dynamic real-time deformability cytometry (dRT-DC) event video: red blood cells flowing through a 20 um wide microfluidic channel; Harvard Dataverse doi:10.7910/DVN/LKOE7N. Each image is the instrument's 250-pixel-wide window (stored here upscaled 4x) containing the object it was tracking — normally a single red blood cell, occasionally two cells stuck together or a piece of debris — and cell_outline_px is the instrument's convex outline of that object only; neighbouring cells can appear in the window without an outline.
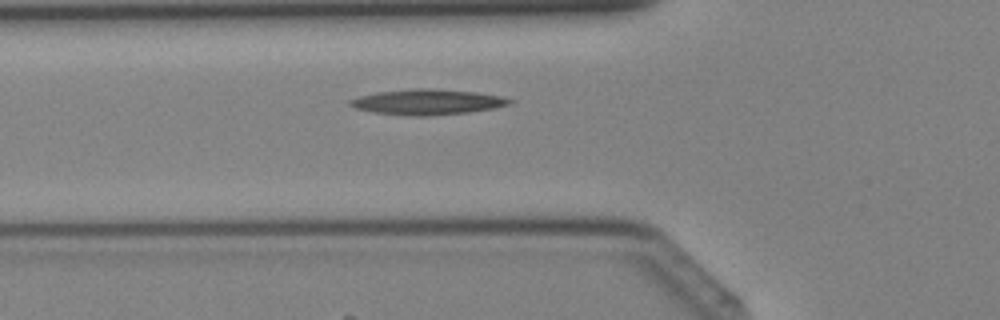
{"species": "Egyptian fruit bat (a non-hibernating species)", "species_latin": "Rousettus aegyptiacus", "temperature_condition": "cold", "stored_images_in_passage": 27, "camera_frame_rate_fps": 3000, "um_per_image_px": 0.085, "animal": {"sex": "female"}, "frame": {"image": 1, "passage_image": 2, "time_ms": 0.333, "image_size_px": [1000, 320], "cell_outline_px": [[512, 104], [492, 108], [468, 112], [428, 116], [408, 116], [372, 112], [356, 108], [348, 104], [348, 100], [360, 96], [376, 92], [416, 88], [432, 88], [476, 92], [500, 96], [512, 100]], "centroid_in_image_um": [36.29, 8.67], "position_along_channel_um": 89.5, "area_um2": 23.64}}
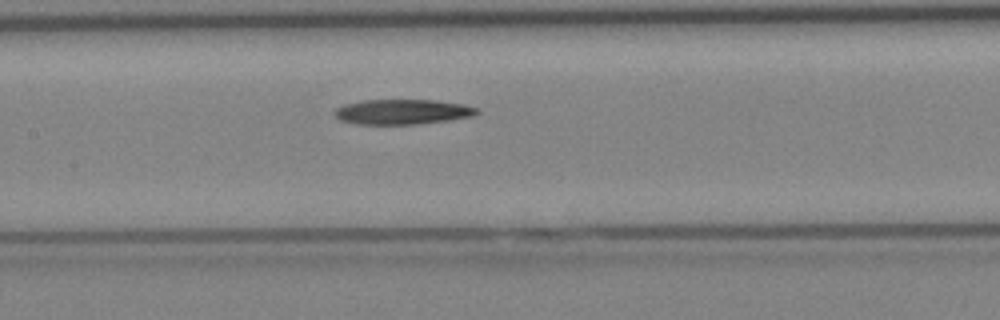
{"frame": {"image": 2, "passage_image": 7, "time_ms": 2.0, "image_size_px": [1000, 320], "cell_outline_px": [[480, 112], [472, 116], [448, 120], [416, 124], [356, 124], [340, 120], [332, 112], [336, 108], [344, 104], [360, 100], [432, 100], [464, 104], [480, 108]], "centroid_in_image_um": [34.2, 9.5], "position_along_channel_um": 173.2, "area_um2": 20.87}}
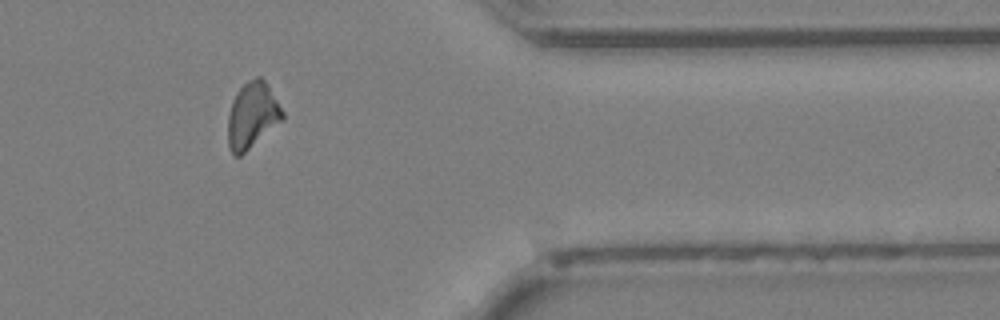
{"frame": {"image": 3, "passage_image": 21, "time_ms": 6.667, "image_size_px": [1000, 320], "cell_outline_px": [[284, 120], [240, 156], [232, 156], [228, 148], [228, 116], [232, 100], [240, 88], [248, 80], [256, 76], [260, 76], [268, 84], [284, 112]], "centroid_in_image_um": [21.45, 9.82], "position_along_channel_um": 390.0, "area_um2": 21.21}}